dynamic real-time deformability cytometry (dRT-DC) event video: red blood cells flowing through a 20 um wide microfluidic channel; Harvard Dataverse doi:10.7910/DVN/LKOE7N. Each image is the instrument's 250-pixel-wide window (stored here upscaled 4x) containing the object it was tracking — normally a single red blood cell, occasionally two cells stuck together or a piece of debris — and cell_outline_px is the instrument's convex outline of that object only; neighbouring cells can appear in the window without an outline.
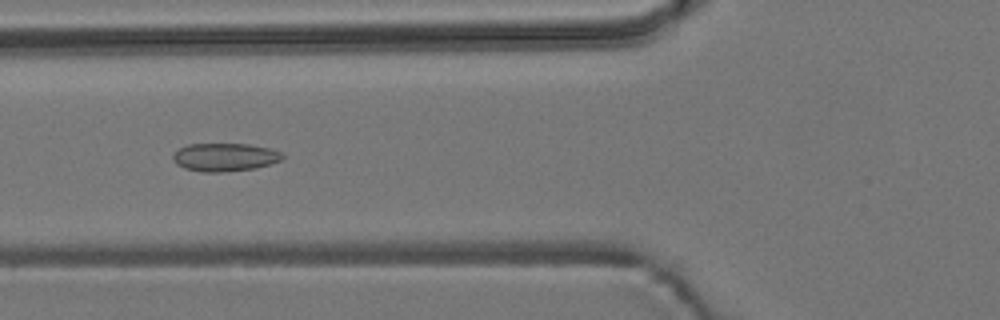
{"species": "common noctule bat (a hibernating species)", "species_latin": "Nyctalus noctula", "temperature_condition": "room temperature", "stored_images_in_passage": 7, "camera_frame_rate_fps": 3000, "um_per_image_px": 0.085, "animal": {"sex": "male", "body_mass_g": 19.2, "forearm_length_mm": 51.8}, "frame": {"image": 1, "passage_image": 5, "time_ms": 4.667, "image_size_px": [1000, 320], "cell_outline_px": [[284, 156], [280, 160], [256, 168], [220, 172], [200, 172], [184, 168], [176, 164], [172, 160], [172, 156], [180, 148], [188, 144], [248, 144], [268, 148], [280, 152]], "centroid_in_image_um": [19.06, 13.36], "position_along_channel_um": 106.7, "area_um2": 17.8}}
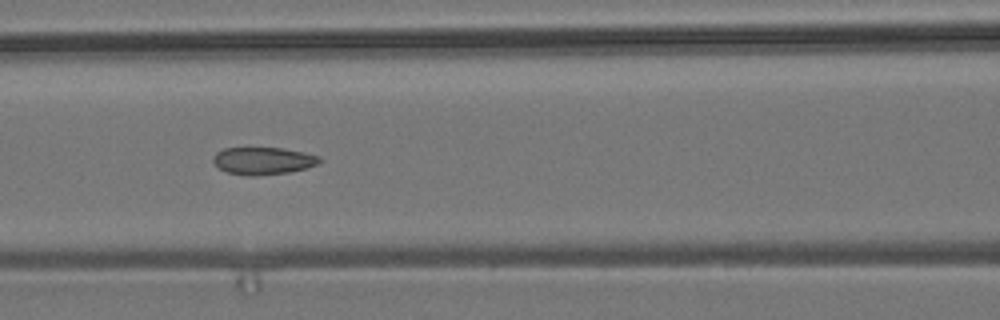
{"frame": {"image": 2, "passage_image": 6, "time_ms": 5.667, "image_size_px": [1000, 320], "cell_outline_px": [[320, 164], [308, 168], [288, 172], [256, 176], [248, 176], [228, 172], [220, 168], [212, 160], [212, 156], [216, 152], [224, 148], [284, 148], [304, 152], [320, 156]], "centroid_in_image_um": [22.39, 13.66], "position_along_channel_um": 144.2, "area_um2": 17.05}}
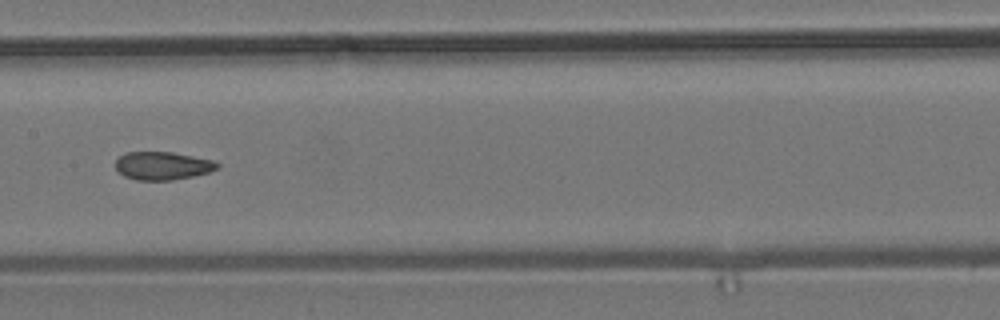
{"frame": {"image": 3, "passage_image": 7, "time_ms": 7.0, "image_size_px": [1000, 320], "cell_outline_px": [[220, 168], [208, 172], [192, 176], [172, 180], [136, 180], [124, 176], [116, 172], [116, 160], [124, 152], [172, 152], [212, 160], [220, 164]], "centroid_in_image_um": [13.79, 14.09], "position_along_channel_um": 193.6, "area_um2": 16.7}}